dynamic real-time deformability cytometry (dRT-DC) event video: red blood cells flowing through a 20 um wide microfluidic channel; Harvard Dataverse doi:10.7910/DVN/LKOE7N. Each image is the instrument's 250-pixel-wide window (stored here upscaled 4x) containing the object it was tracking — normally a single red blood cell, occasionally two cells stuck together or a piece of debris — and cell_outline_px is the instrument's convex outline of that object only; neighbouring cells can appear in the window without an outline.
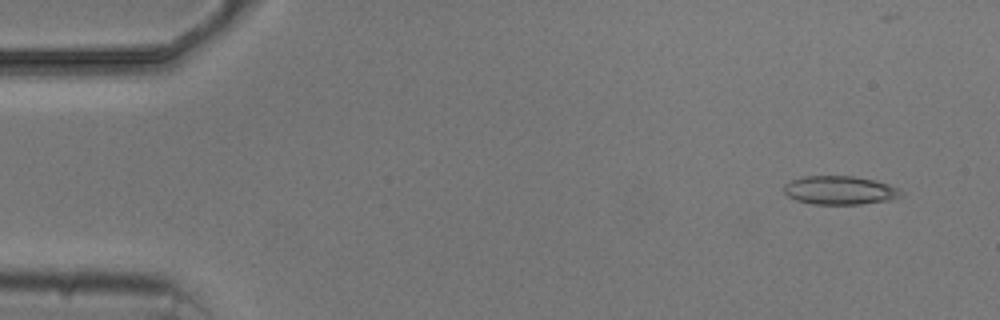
{"species": "common noctule bat (a hibernating species)", "species_latin": "Nyctalus noctula", "temperature_condition": "cold", "stored_images_in_passage": 4, "camera_frame_rate_fps": 3000, "um_per_image_px": 0.085, "animal": {"sex": "male", "body_mass_g": 20.5, "forearm_length_mm": 52.5}, "frame": {"image": 1, "passage_image": 1, "time_ms": 0.0, "image_size_px": [1000, 320], "cell_outline_px": [[904, 196], [892, 200], [860, 204], [812, 204], [796, 200], [788, 196], [784, 192], [784, 184], [792, 180], [804, 176], [852, 176], [872, 180], [888, 184], [900, 188]], "centroid_in_image_um": [71.41, 16.18], "position_along_channel_um": 13.6, "area_um2": 19.59}}